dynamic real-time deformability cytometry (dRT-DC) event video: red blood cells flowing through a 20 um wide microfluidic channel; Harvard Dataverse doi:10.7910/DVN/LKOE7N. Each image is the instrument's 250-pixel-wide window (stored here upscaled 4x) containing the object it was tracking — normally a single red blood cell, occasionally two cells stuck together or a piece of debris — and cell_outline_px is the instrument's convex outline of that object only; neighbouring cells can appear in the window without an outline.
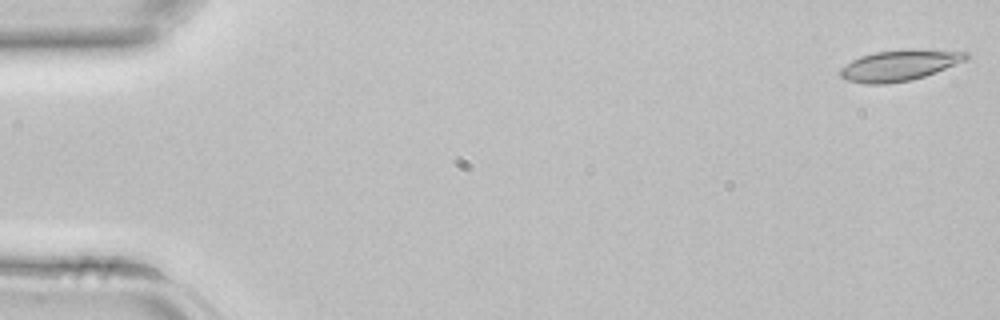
{"species": "common noctule bat (a hibernating species)", "species_latin": "Nyctalus noctula", "temperature_condition": "room temperature", "stored_images_in_passage": 43, "camera_frame_rate_fps": 3000, "um_per_image_px": 0.085, "animal": {"sex": "female", "body_mass_g": 22.7, "forearm_length_mm": 54.2}, "frame": {"image": 1, "passage_image": 1, "time_ms": 0.0, "image_size_px": [1000, 320], "cell_outline_px": [[972, 56], [968, 60], [936, 72], [924, 76], [908, 80], [888, 84], [864, 84], [848, 80], [840, 76], [840, 68], [852, 60], [860, 56], [876, 52], [908, 48], [912, 48], [968, 52]], "centroid_in_image_um": [76.5, 5.54], "position_along_channel_um": 8.5, "area_um2": 22.89}}
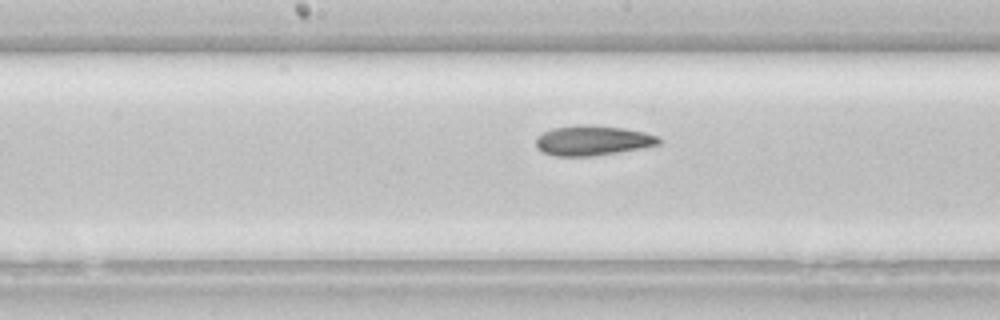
{"frame": {"image": 2, "passage_image": 22, "time_ms": 7.0, "image_size_px": [1000, 320], "cell_outline_px": [[660, 144], [640, 148], [592, 156], [556, 156], [544, 152], [536, 148], [536, 136], [552, 128], [624, 128], [644, 132], [656, 136], [660, 140]], "centroid_in_image_um": [50.35, 12.0], "position_along_channel_um": 197.8, "area_um2": 20.17}}
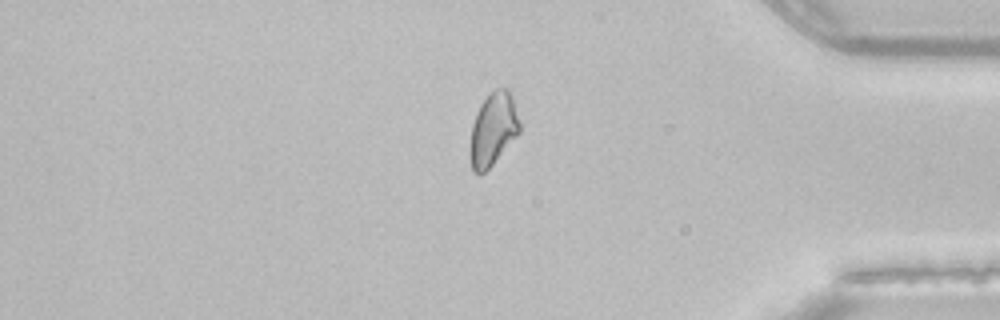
{"frame": {"image": 3, "passage_image": 36, "time_ms": 11.667, "image_size_px": [1000, 320], "cell_outline_px": [[520, 132], [492, 164], [484, 172], [472, 172], [468, 152], [468, 148], [472, 124], [476, 112], [480, 104], [488, 92], [496, 88], [508, 88], [520, 124]], "centroid_in_image_um": [41.86, 10.98], "position_along_channel_um": 393.3, "area_um2": 21.1}}